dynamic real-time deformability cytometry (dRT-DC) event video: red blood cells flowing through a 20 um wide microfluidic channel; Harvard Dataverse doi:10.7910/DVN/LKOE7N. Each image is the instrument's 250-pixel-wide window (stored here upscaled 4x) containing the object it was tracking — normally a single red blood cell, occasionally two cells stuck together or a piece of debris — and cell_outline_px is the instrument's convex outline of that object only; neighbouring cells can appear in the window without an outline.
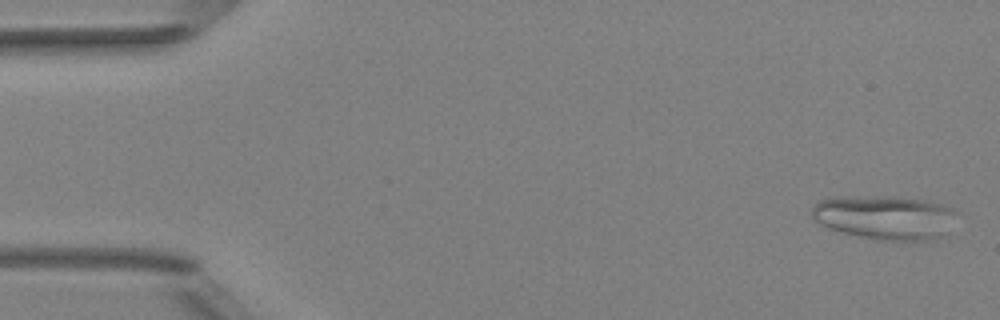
{"species": "Egyptian fruit bat (a non-hibernating species)", "species_latin": "Rousettus aegyptiacus", "temperature_condition": "room temperature", "stored_images_in_passage": 6, "camera_frame_rate_fps": 3000, "um_per_image_px": 0.085, "animal": {"sex": "female"}, "frame": {"image": 1, "passage_image": 1, "time_ms": 0.0, "image_size_px": [1000, 320], "cell_outline_px": [[956, 212], [940, 236], [932, 240], [884, 240], [860, 236], [828, 228], [820, 224], [812, 216], [812, 208], [820, 200], [924, 200], [940, 204], [952, 208]], "centroid_in_image_um": [75.23, 18.56], "position_along_channel_um": 9.8, "area_um2": 34.22}}